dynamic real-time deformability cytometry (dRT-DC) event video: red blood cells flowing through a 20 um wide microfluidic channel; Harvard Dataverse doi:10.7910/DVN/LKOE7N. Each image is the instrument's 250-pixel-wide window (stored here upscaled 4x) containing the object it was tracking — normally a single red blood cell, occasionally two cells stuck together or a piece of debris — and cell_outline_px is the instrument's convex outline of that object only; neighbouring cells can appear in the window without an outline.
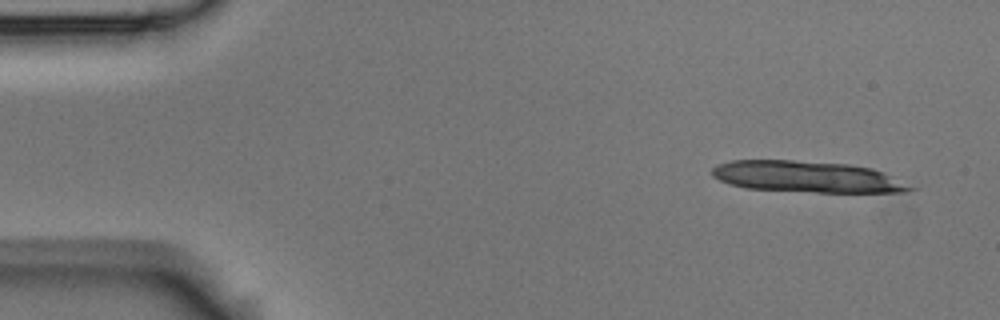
{"species": "Egyptian fruit bat (a non-hibernating species)", "species_latin": "Rousettus aegyptiacus", "temperature_condition": "room temperature", "stored_images_in_passage": 7, "camera_frame_rate_fps": 3000, "um_per_image_px": 0.085, "animal": {"sex": "male"}, "frame": {"image": 1, "passage_image": 1, "time_ms": 0.0, "image_size_px": [1000, 320], "cell_outline_px": [[920, 188], [908, 192], [816, 192], [748, 188], [732, 184], [720, 180], [712, 176], [712, 168], [716, 164], [732, 160], [792, 160], [848, 164], [872, 168]], "centroid_in_image_um": [68.64, 15.02], "position_along_channel_um": 16.4, "area_um2": 36.07}}
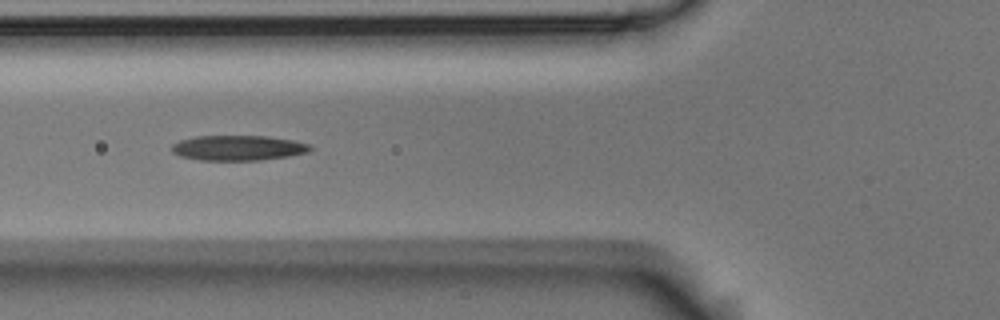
{"frame": {"image": 2, "passage_image": 6, "time_ms": 1.667, "image_size_px": [1000, 320], "cell_outline_px": [[312, 148], [308, 152], [288, 156], [260, 160], [200, 160], [180, 156], [172, 152], [172, 144], [180, 140], [196, 136], [268, 136], [292, 140], [312, 144]], "centroid_in_image_um": [20.25, 12.57], "position_along_channel_um": 105.6, "area_um2": 20.29}}
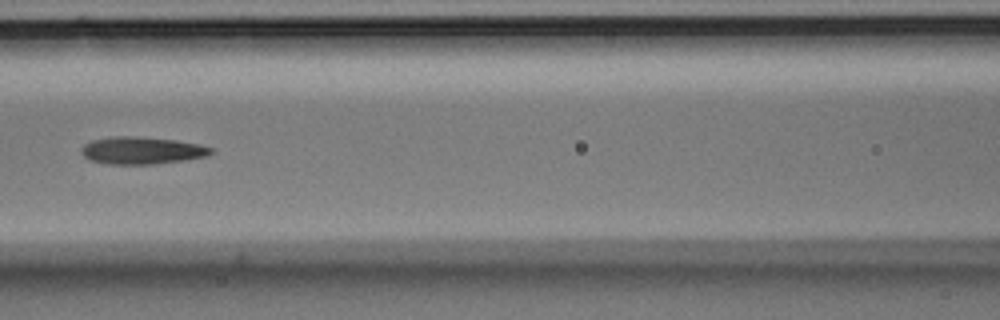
{"frame": {"image": 3, "passage_image": 7, "time_ms": 2.0, "image_size_px": [1000, 320], "cell_outline_px": [[216, 152], [208, 156], [152, 164], [108, 164], [88, 160], [80, 152], [80, 148], [84, 144], [92, 140], [112, 136], [132, 136], [176, 140], [200, 144], [212, 148]], "centroid_in_image_um": [12.03, 12.78], "position_along_channel_um": 154.6, "area_um2": 20.69}}